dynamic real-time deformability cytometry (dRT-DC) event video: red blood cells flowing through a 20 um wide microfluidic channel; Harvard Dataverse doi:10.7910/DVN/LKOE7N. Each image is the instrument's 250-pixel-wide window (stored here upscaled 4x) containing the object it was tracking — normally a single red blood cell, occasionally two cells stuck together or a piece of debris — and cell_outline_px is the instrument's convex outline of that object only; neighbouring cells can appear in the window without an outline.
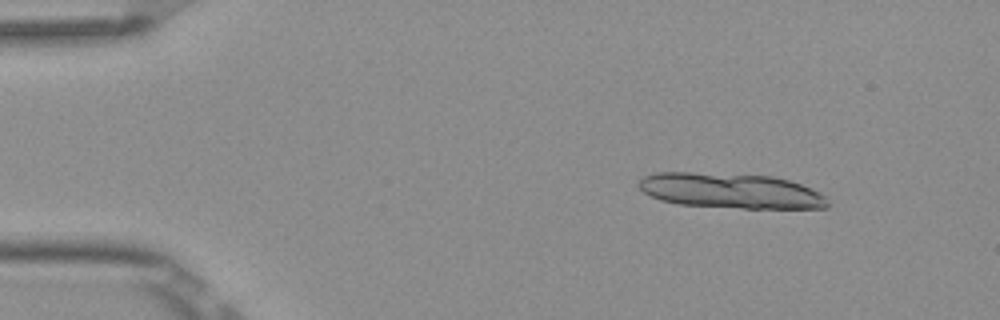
{"species": "Egyptian fruit bat (a non-hibernating species)", "species_latin": "Rousettus aegyptiacus", "temperature_condition": "room temperature", "stored_images_in_passage": 4, "camera_frame_rate_fps": 3000, "um_per_image_px": 0.085, "frame": {"image": 1, "passage_image": 2, "time_ms": 0.333, "image_size_px": [1000, 320], "cell_outline_px": [[828, 208], [744, 208], [676, 204], [660, 200], [644, 192], [636, 184], [644, 176], [656, 172], [692, 172], [772, 176], [788, 180], [812, 188], [824, 196], [828, 204]], "centroid_in_image_um": [62.08, 16.21], "position_along_channel_um": 22.9, "area_um2": 38.61}}